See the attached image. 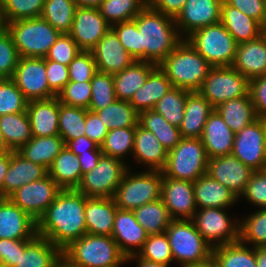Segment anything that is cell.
Masks as SVG:
<instances>
[{
  "label": "cell",
  "instance_id": "obj_1",
  "mask_svg": "<svg viewBox=\"0 0 266 267\" xmlns=\"http://www.w3.org/2000/svg\"><path fill=\"white\" fill-rule=\"evenodd\" d=\"M86 196L77 189H62L37 221V235L62 251L87 233Z\"/></svg>",
  "mask_w": 266,
  "mask_h": 267
},
{
  "label": "cell",
  "instance_id": "obj_2",
  "mask_svg": "<svg viewBox=\"0 0 266 267\" xmlns=\"http://www.w3.org/2000/svg\"><path fill=\"white\" fill-rule=\"evenodd\" d=\"M134 20L140 32V61L158 65L184 40L173 17L148 5Z\"/></svg>",
  "mask_w": 266,
  "mask_h": 267
},
{
  "label": "cell",
  "instance_id": "obj_3",
  "mask_svg": "<svg viewBox=\"0 0 266 267\" xmlns=\"http://www.w3.org/2000/svg\"><path fill=\"white\" fill-rule=\"evenodd\" d=\"M158 67L173 87L199 91L212 66L184 39Z\"/></svg>",
  "mask_w": 266,
  "mask_h": 267
},
{
  "label": "cell",
  "instance_id": "obj_4",
  "mask_svg": "<svg viewBox=\"0 0 266 267\" xmlns=\"http://www.w3.org/2000/svg\"><path fill=\"white\" fill-rule=\"evenodd\" d=\"M165 233L173 260L179 267H196L213 256V247L203 238L191 219H173Z\"/></svg>",
  "mask_w": 266,
  "mask_h": 267
},
{
  "label": "cell",
  "instance_id": "obj_5",
  "mask_svg": "<svg viewBox=\"0 0 266 267\" xmlns=\"http://www.w3.org/2000/svg\"><path fill=\"white\" fill-rule=\"evenodd\" d=\"M4 27L10 33L19 57L45 58L61 34L41 16L15 20Z\"/></svg>",
  "mask_w": 266,
  "mask_h": 267
},
{
  "label": "cell",
  "instance_id": "obj_6",
  "mask_svg": "<svg viewBox=\"0 0 266 267\" xmlns=\"http://www.w3.org/2000/svg\"><path fill=\"white\" fill-rule=\"evenodd\" d=\"M63 252L82 267H122L126 256L111 236H84L73 241Z\"/></svg>",
  "mask_w": 266,
  "mask_h": 267
},
{
  "label": "cell",
  "instance_id": "obj_7",
  "mask_svg": "<svg viewBox=\"0 0 266 267\" xmlns=\"http://www.w3.org/2000/svg\"><path fill=\"white\" fill-rule=\"evenodd\" d=\"M209 158L200 138H182L167 154L162 177L195 182L206 174Z\"/></svg>",
  "mask_w": 266,
  "mask_h": 267
},
{
  "label": "cell",
  "instance_id": "obj_8",
  "mask_svg": "<svg viewBox=\"0 0 266 267\" xmlns=\"http://www.w3.org/2000/svg\"><path fill=\"white\" fill-rule=\"evenodd\" d=\"M130 171L129 167L113 196L118 208L133 211L160 199L162 171L143 170L133 174Z\"/></svg>",
  "mask_w": 266,
  "mask_h": 267
},
{
  "label": "cell",
  "instance_id": "obj_9",
  "mask_svg": "<svg viewBox=\"0 0 266 267\" xmlns=\"http://www.w3.org/2000/svg\"><path fill=\"white\" fill-rule=\"evenodd\" d=\"M186 40L212 67L232 66L238 43L221 22L194 31Z\"/></svg>",
  "mask_w": 266,
  "mask_h": 267
},
{
  "label": "cell",
  "instance_id": "obj_10",
  "mask_svg": "<svg viewBox=\"0 0 266 267\" xmlns=\"http://www.w3.org/2000/svg\"><path fill=\"white\" fill-rule=\"evenodd\" d=\"M250 80L232 66L212 67L198 91L216 108L238 97L250 96Z\"/></svg>",
  "mask_w": 266,
  "mask_h": 267
},
{
  "label": "cell",
  "instance_id": "obj_11",
  "mask_svg": "<svg viewBox=\"0 0 266 267\" xmlns=\"http://www.w3.org/2000/svg\"><path fill=\"white\" fill-rule=\"evenodd\" d=\"M128 168L126 162L102 155L97 166L83 175L77 190L86 197L111 198Z\"/></svg>",
  "mask_w": 266,
  "mask_h": 267
},
{
  "label": "cell",
  "instance_id": "obj_12",
  "mask_svg": "<svg viewBox=\"0 0 266 267\" xmlns=\"http://www.w3.org/2000/svg\"><path fill=\"white\" fill-rule=\"evenodd\" d=\"M225 208H202L191 219L198 232L214 248L239 241L240 220L233 218Z\"/></svg>",
  "mask_w": 266,
  "mask_h": 267
},
{
  "label": "cell",
  "instance_id": "obj_13",
  "mask_svg": "<svg viewBox=\"0 0 266 267\" xmlns=\"http://www.w3.org/2000/svg\"><path fill=\"white\" fill-rule=\"evenodd\" d=\"M232 155L254 171L266 168V126L263 119L235 133Z\"/></svg>",
  "mask_w": 266,
  "mask_h": 267
},
{
  "label": "cell",
  "instance_id": "obj_14",
  "mask_svg": "<svg viewBox=\"0 0 266 267\" xmlns=\"http://www.w3.org/2000/svg\"><path fill=\"white\" fill-rule=\"evenodd\" d=\"M11 79L28 101L57 96L48 85L45 58L20 57Z\"/></svg>",
  "mask_w": 266,
  "mask_h": 267
},
{
  "label": "cell",
  "instance_id": "obj_15",
  "mask_svg": "<svg viewBox=\"0 0 266 267\" xmlns=\"http://www.w3.org/2000/svg\"><path fill=\"white\" fill-rule=\"evenodd\" d=\"M62 189L47 174L42 179L25 184L8 198L34 220L45 213Z\"/></svg>",
  "mask_w": 266,
  "mask_h": 267
},
{
  "label": "cell",
  "instance_id": "obj_16",
  "mask_svg": "<svg viewBox=\"0 0 266 267\" xmlns=\"http://www.w3.org/2000/svg\"><path fill=\"white\" fill-rule=\"evenodd\" d=\"M111 29L98 8L77 6L69 34L83 51H91Z\"/></svg>",
  "mask_w": 266,
  "mask_h": 267
},
{
  "label": "cell",
  "instance_id": "obj_17",
  "mask_svg": "<svg viewBox=\"0 0 266 267\" xmlns=\"http://www.w3.org/2000/svg\"><path fill=\"white\" fill-rule=\"evenodd\" d=\"M223 0H187L175 18V24L183 39L194 31L221 20Z\"/></svg>",
  "mask_w": 266,
  "mask_h": 267
},
{
  "label": "cell",
  "instance_id": "obj_18",
  "mask_svg": "<svg viewBox=\"0 0 266 267\" xmlns=\"http://www.w3.org/2000/svg\"><path fill=\"white\" fill-rule=\"evenodd\" d=\"M254 172L252 168L244 165L237 157L230 154L209 158L206 174L241 198L240 195Z\"/></svg>",
  "mask_w": 266,
  "mask_h": 267
},
{
  "label": "cell",
  "instance_id": "obj_19",
  "mask_svg": "<svg viewBox=\"0 0 266 267\" xmlns=\"http://www.w3.org/2000/svg\"><path fill=\"white\" fill-rule=\"evenodd\" d=\"M160 199L172 219H192L198 210L191 181L162 177Z\"/></svg>",
  "mask_w": 266,
  "mask_h": 267
},
{
  "label": "cell",
  "instance_id": "obj_20",
  "mask_svg": "<svg viewBox=\"0 0 266 267\" xmlns=\"http://www.w3.org/2000/svg\"><path fill=\"white\" fill-rule=\"evenodd\" d=\"M37 221L8 197L0 198V239H34Z\"/></svg>",
  "mask_w": 266,
  "mask_h": 267
},
{
  "label": "cell",
  "instance_id": "obj_21",
  "mask_svg": "<svg viewBox=\"0 0 266 267\" xmlns=\"http://www.w3.org/2000/svg\"><path fill=\"white\" fill-rule=\"evenodd\" d=\"M98 72L116 74L136 61L122 46L116 33L109 29L91 50Z\"/></svg>",
  "mask_w": 266,
  "mask_h": 267
},
{
  "label": "cell",
  "instance_id": "obj_22",
  "mask_svg": "<svg viewBox=\"0 0 266 267\" xmlns=\"http://www.w3.org/2000/svg\"><path fill=\"white\" fill-rule=\"evenodd\" d=\"M148 236L146 230L137 222L132 210L117 209L111 237L126 258L137 254Z\"/></svg>",
  "mask_w": 266,
  "mask_h": 267
},
{
  "label": "cell",
  "instance_id": "obj_23",
  "mask_svg": "<svg viewBox=\"0 0 266 267\" xmlns=\"http://www.w3.org/2000/svg\"><path fill=\"white\" fill-rule=\"evenodd\" d=\"M232 67L249 80L266 75V33L237 45Z\"/></svg>",
  "mask_w": 266,
  "mask_h": 267
},
{
  "label": "cell",
  "instance_id": "obj_24",
  "mask_svg": "<svg viewBox=\"0 0 266 267\" xmlns=\"http://www.w3.org/2000/svg\"><path fill=\"white\" fill-rule=\"evenodd\" d=\"M62 250L47 238L19 240V257L14 267H53Z\"/></svg>",
  "mask_w": 266,
  "mask_h": 267
},
{
  "label": "cell",
  "instance_id": "obj_25",
  "mask_svg": "<svg viewBox=\"0 0 266 267\" xmlns=\"http://www.w3.org/2000/svg\"><path fill=\"white\" fill-rule=\"evenodd\" d=\"M235 133L224 122L221 115L214 109L208 117L201 141L208 158L232 154Z\"/></svg>",
  "mask_w": 266,
  "mask_h": 267
},
{
  "label": "cell",
  "instance_id": "obj_26",
  "mask_svg": "<svg viewBox=\"0 0 266 267\" xmlns=\"http://www.w3.org/2000/svg\"><path fill=\"white\" fill-rule=\"evenodd\" d=\"M168 151L156 136L139 124L136 126L132 159L145 165L147 170L162 171L165 168Z\"/></svg>",
  "mask_w": 266,
  "mask_h": 267
},
{
  "label": "cell",
  "instance_id": "obj_27",
  "mask_svg": "<svg viewBox=\"0 0 266 267\" xmlns=\"http://www.w3.org/2000/svg\"><path fill=\"white\" fill-rule=\"evenodd\" d=\"M26 112L29 116L32 136L59 135V100L57 97L28 101Z\"/></svg>",
  "mask_w": 266,
  "mask_h": 267
},
{
  "label": "cell",
  "instance_id": "obj_28",
  "mask_svg": "<svg viewBox=\"0 0 266 267\" xmlns=\"http://www.w3.org/2000/svg\"><path fill=\"white\" fill-rule=\"evenodd\" d=\"M48 171L24 158L18 151L10 152V165L3 182V198L9 197L25 184L42 179Z\"/></svg>",
  "mask_w": 266,
  "mask_h": 267
},
{
  "label": "cell",
  "instance_id": "obj_29",
  "mask_svg": "<svg viewBox=\"0 0 266 267\" xmlns=\"http://www.w3.org/2000/svg\"><path fill=\"white\" fill-rule=\"evenodd\" d=\"M117 209L113 197H86L85 222L87 233L111 236Z\"/></svg>",
  "mask_w": 266,
  "mask_h": 267
},
{
  "label": "cell",
  "instance_id": "obj_30",
  "mask_svg": "<svg viewBox=\"0 0 266 267\" xmlns=\"http://www.w3.org/2000/svg\"><path fill=\"white\" fill-rule=\"evenodd\" d=\"M195 203L197 209L230 208L239 198L208 174L200 176L193 182Z\"/></svg>",
  "mask_w": 266,
  "mask_h": 267
},
{
  "label": "cell",
  "instance_id": "obj_31",
  "mask_svg": "<svg viewBox=\"0 0 266 267\" xmlns=\"http://www.w3.org/2000/svg\"><path fill=\"white\" fill-rule=\"evenodd\" d=\"M214 107L198 91L188 92L182 124V138H201L205 123Z\"/></svg>",
  "mask_w": 266,
  "mask_h": 267
},
{
  "label": "cell",
  "instance_id": "obj_32",
  "mask_svg": "<svg viewBox=\"0 0 266 267\" xmlns=\"http://www.w3.org/2000/svg\"><path fill=\"white\" fill-rule=\"evenodd\" d=\"M220 22L239 44L257 39L264 33L263 26L223 0Z\"/></svg>",
  "mask_w": 266,
  "mask_h": 267
},
{
  "label": "cell",
  "instance_id": "obj_33",
  "mask_svg": "<svg viewBox=\"0 0 266 267\" xmlns=\"http://www.w3.org/2000/svg\"><path fill=\"white\" fill-rule=\"evenodd\" d=\"M157 66L151 62L134 61L121 72L113 74L116 99L130 101Z\"/></svg>",
  "mask_w": 266,
  "mask_h": 267
},
{
  "label": "cell",
  "instance_id": "obj_34",
  "mask_svg": "<svg viewBox=\"0 0 266 267\" xmlns=\"http://www.w3.org/2000/svg\"><path fill=\"white\" fill-rule=\"evenodd\" d=\"M173 88L165 73L157 66L148 76L146 82L133 95L129 103L140 113L153 110L155 104Z\"/></svg>",
  "mask_w": 266,
  "mask_h": 267
},
{
  "label": "cell",
  "instance_id": "obj_35",
  "mask_svg": "<svg viewBox=\"0 0 266 267\" xmlns=\"http://www.w3.org/2000/svg\"><path fill=\"white\" fill-rule=\"evenodd\" d=\"M48 175L61 189H77L83 177L79 157L64 146L48 169Z\"/></svg>",
  "mask_w": 266,
  "mask_h": 267
},
{
  "label": "cell",
  "instance_id": "obj_36",
  "mask_svg": "<svg viewBox=\"0 0 266 267\" xmlns=\"http://www.w3.org/2000/svg\"><path fill=\"white\" fill-rule=\"evenodd\" d=\"M65 144L59 135L34 137L18 152L27 160L43 166L47 171Z\"/></svg>",
  "mask_w": 266,
  "mask_h": 267
},
{
  "label": "cell",
  "instance_id": "obj_37",
  "mask_svg": "<svg viewBox=\"0 0 266 267\" xmlns=\"http://www.w3.org/2000/svg\"><path fill=\"white\" fill-rule=\"evenodd\" d=\"M215 110L234 133L258 119L250 96L230 99L220 104Z\"/></svg>",
  "mask_w": 266,
  "mask_h": 267
},
{
  "label": "cell",
  "instance_id": "obj_38",
  "mask_svg": "<svg viewBox=\"0 0 266 267\" xmlns=\"http://www.w3.org/2000/svg\"><path fill=\"white\" fill-rule=\"evenodd\" d=\"M0 129L7 146L12 151H18L32 138L29 116L26 111L1 115Z\"/></svg>",
  "mask_w": 266,
  "mask_h": 267
},
{
  "label": "cell",
  "instance_id": "obj_39",
  "mask_svg": "<svg viewBox=\"0 0 266 267\" xmlns=\"http://www.w3.org/2000/svg\"><path fill=\"white\" fill-rule=\"evenodd\" d=\"M138 124L151 131L167 151L173 149L182 139L179 128L169 124L161 114L154 110L140 112Z\"/></svg>",
  "mask_w": 266,
  "mask_h": 267
},
{
  "label": "cell",
  "instance_id": "obj_40",
  "mask_svg": "<svg viewBox=\"0 0 266 267\" xmlns=\"http://www.w3.org/2000/svg\"><path fill=\"white\" fill-rule=\"evenodd\" d=\"M137 222L148 235L164 233L173 220L161 199L148 202L133 210Z\"/></svg>",
  "mask_w": 266,
  "mask_h": 267
},
{
  "label": "cell",
  "instance_id": "obj_41",
  "mask_svg": "<svg viewBox=\"0 0 266 267\" xmlns=\"http://www.w3.org/2000/svg\"><path fill=\"white\" fill-rule=\"evenodd\" d=\"M213 257L221 267H257L256 248L240 240L213 248Z\"/></svg>",
  "mask_w": 266,
  "mask_h": 267
},
{
  "label": "cell",
  "instance_id": "obj_42",
  "mask_svg": "<svg viewBox=\"0 0 266 267\" xmlns=\"http://www.w3.org/2000/svg\"><path fill=\"white\" fill-rule=\"evenodd\" d=\"M108 130L138 125L139 113L129 101L116 99L104 109L95 111Z\"/></svg>",
  "mask_w": 266,
  "mask_h": 267
},
{
  "label": "cell",
  "instance_id": "obj_43",
  "mask_svg": "<svg viewBox=\"0 0 266 267\" xmlns=\"http://www.w3.org/2000/svg\"><path fill=\"white\" fill-rule=\"evenodd\" d=\"M88 109L69 106L59 102V136L64 144L85 135V121Z\"/></svg>",
  "mask_w": 266,
  "mask_h": 267
},
{
  "label": "cell",
  "instance_id": "obj_44",
  "mask_svg": "<svg viewBox=\"0 0 266 267\" xmlns=\"http://www.w3.org/2000/svg\"><path fill=\"white\" fill-rule=\"evenodd\" d=\"M76 8L75 0H45L41 17L60 33H69Z\"/></svg>",
  "mask_w": 266,
  "mask_h": 267
},
{
  "label": "cell",
  "instance_id": "obj_45",
  "mask_svg": "<svg viewBox=\"0 0 266 267\" xmlns=\"http://www.w3.org/2000/svg\"><path fill=\"white\" fill-rule=\"evenodd\" d=\"M188 92L177 87L171 88L155 104L153 110L161 114L169 124L179 128L182 124Z\"/></svg>",
  "mask_w": 266,
  "mask_h": 267
},
{
  "label": "cell",
  "instance_id": "obj_46",
  "mask_svg": "<svg viewBox=\"0 0 266 267\" xmlns=\"http://www.w3.org/2000/svg\"><path fill=\"white\" fill-rule=\"evenodd\" d=\"M136 127L108 130L103 144L100 146L103 155L122 160L133 153Z\"/></svg>",
  "mask_w": 266,
  "mask_h": 267
},
{
  "label": "cell",
  "instance_id": "obj_47",
  "mask_svg": "<svg viewBox=\"0 0 266 267\" xmlns=\"http://www.w3.org/2000/svg\"><path fill=\"white\" fill-rule=\"evenodd\" d=\"M147 5L141 0H103L98 7L110 26L134 19Z\"/></svg>",
  "mask_w": 266,
  "mask_h": 267
},
{
  "label": "cell",
  "instance_id": "obj_48",
  "mask_svg": "<svg viewBox=\"0 0 266 267\" xmlns=\"http://www.w3.org/2000/svg\"><path fill=\"white\" fill-rule=\"evenodd\" d=\"M239 240L250 247H266V208L258 209L240 221Z\"/></svg>",
  "mask_w": 266,
  "mask_h": 267
},
{
  "label": "cell",
  "instance_id": "obj_49",
  "mask_svg": "<svg viewBox=\"0 0 266 267\" xmlns=\"http://www.w3.org/2000/svg\"><path fill=\"white\" fill-rule=\"evenodd\" d=\"M44 4L45 0H2V22L40 17Z\"/></svg>",
  "mask_w": 266,
  "mask_h": 267
},
{
  "label": "cell",
  "instance_id": "obj_50",
  "mask_svg": "<svg viewBox=\"0 0 266 267\" xmlns=\"http://www.w3.org/2000/svg\"><path fill=\"white\" fill-rule=\"evenodd\" d=\"M91 91L88 110L95 112L112 104L116 100L113 75L97 71L91 80Z\"/></svg>",
  "mask_w": 266,
  "mask_h": 267
},
{
  "label": "cell",
  "instance_id": "obj_51",
  "mask_svg": "<svg viewBox=\"0 0 266 267\" xmlns=\"http://www.w3.org/2000/svg\"><path fill=\"white\" fill-rule=\"evenodd\" d=\"M140 257L169 266L174 262L171 246L167 234L149 235L141 250L137 253Z\"/></svg>",
  "mask_w": 266,
  "mask_h": 267
},
{
  "label": "cell",
  "instance_id": "obj_52",
  "mask_svg": "<svg viewBox=\"0 0 266 267\" xmlns=\"http://www.w3.org/2000/svg\"><path fill=\"white\" fill-rule=\"evenodd\" d=\"M28 100L11 78L0 79V116L25 112Z\"/></svg>",
  "mask_w": 266,
  "mask_h": 267
},
{
  "label": "cell",
  "instance_id": "obj_53",
  "mask_svg": "<svg viewBox=\"0 0 266 267\" xmlns=\"http://www.w3.org/2000/svg\"><path fill=\"white\" fill-rule=\"evenodd\" d=\"M91 95V81H69L56 97L62 104L88 109Z\"/></svg>",
  "mask_w": 266,
  "mask_h": 267
},
{
  "label": "cell",
  "instance_id": "obj_54",
  "mask_svg": "<svg viewBox=\"0 0 266 267\" xmlns=\"http://www.w3.org/2000/svg\"><path fill=\"white\" fill-rule=\"evenodd\" d=\"M19 54L7 29L0 30V79L12 78Z\"/></svg>",
  "mask_w": 266,
  "mask_h": 267
},
{
  "label": "cell",
  "instance_id": "obj_55",
  "mask_svg": "<svg viewBox=\"0 0 266 267\" xmlns=\"http://www.w3.org/2000/svg\"><path fill=\"white\" fill-rule=\"evenodd\" d=\"M124 49L136 60L140 61V32L134 19L111 26Z\"/></svg>",
  "mask_w": 266,
  "mask_h": 267
},
{
  "label": "cell",
  "instance_id": "obj_56",
  "mask_svg": "<svg viewBox=\"0 0 266 267\" xmlns=\"http://www.w3.org/2000/svg\"><path fill=\"white\" fill-rule=\"evenodd\" d=\"M82 51L69 33L60 34L56 42L50 48L45 60H52L68 66Z\"/></svg>",
  "mask_w": 266,
  "mask_h": 267
},
{
  "label": "cell",
  "instance_id": "obj_57",
  "mask_svg": "<svg viewBox=\"0 0 266 267\" xmlns=\"http://www.w3.org/2000/svg\"><path fill=\"white\" fill-rule=\"evenodd\" d=\"M69 81L87 82L91 81L97 72L96 63L91 51H80V53L68 65Z\"/></svg>",
  "mask_w": 266,
  "mask_h": 267
},
{
  "label": "cell",
  "instance_id": "obj_58",
  "mask_svg": "<svg viewBox=\"0 0 266 267\" xmlns=\"http://www.w3.org/2000/svg\"><path fill=\"white\" fill-rule=\"evenodd\" d=\"M240 196L255 208H266V172L255 171Z\"/></svg>",
  "mask_w": 266,
  "mask_h": 267
},
{
  "label": "cell",
  "instance_id": "obj_59",
  "mask_svg": "<svg viewBox=\"0 0 266 267\" xmlns=\"http://www.w3.org/2000/svg\"><path fill=\"white\" fill-rule=\"evenodd\" d=\"M46 74L49 88L57 95L69 82L68 66L46 60Z\"/></svg>",
  "mask_w": 266,
  "mask_h": 267
},
{
  "label": "cell",
  "instance_id": "obj_60",
  "mask_svg": "<svg viewBox=\"0 0 266 267\" xmlns=\"http://www.w3.org/2000/svg\"><path fill=\"white\" fill-rule=\"evenodd\" d=\"M249 94L255 108L257 118L266 117V75L250 80Z\"/></svg>",
  "mask_w": 266,
  "mask_h": 267
},
{
  "label": "cell",
  "instance_id": "obj_61",
  "mask_svg": "<svg viewBox=\"0 0 266 267\" xmlns=\"http://www.w3.org/2000/svg\"><path fill=\"white\" fill-rule=\"evenodd\" d=\"M245 15L257 20L264 28L266 20V0H225Z\"/></svg>",
  "mask_w": 266,
  "mask_h": 267
},
{
  "label": "cell",
  "instance_id": "obj_62",
  "mask_svg": "<svg viewBox=\"0 0 266 267\" xmlns=\"http://www.w3.org/2000/svg\"><path fill=\"white\" fill-rule=\"evenodd\" d=\"M108 129L96 112L88 110L85 121V136L101 146Z\"/></svg>",
  "mask_w": 266,
  "mask_h": 267
},
{
  "label": "cell",
  "instance_id": "obj_63",
  "mask_svg": "<svg viewBox=\"0 0 266 267\" xmlns=\"http://www.w3.org/2000/svg\"><path fill=\"white\" fill-rule=\"evenodd\" d=\"M19 257V240L0 239V262L14 267Z\"/></svg>",
  "mask_w": 266,
  "mask_h": 267
},
{
  "label": "cell",
  "instance_id": "obj_64",
  "mask_svg": "<svg viewBox=\"0 0 266 267\" xmlns=\"http://www.w3.org/2000/svg\"><path fill=\"white\" fill-rule=\"evenodd\" d=\"M186 1L187 0H153L148 6L175 19L182 11Z\"/></svg>",
  "mask_w": 266,
  "mask_h": 267
},
{
  "label": "cell",
  "instance_id": "obj_65",
  "mask_svg": "<svg viewBox=\"0 0 266 267\" xmlns=\"http://www.w3.org/2000/svg\"><path fill=\"white\" fill-rule=\"evenodd\" d=\"M65 146L77 156L80 153H88V150H101L97 143L87 138L85 135L68 141Z\"/></svg>",
  "mask_w": 266,
  "mask_h": 267
},
{
  "label": "cell",
  "instance_id": "obj_66",
  "mask_svg": "<svg viewBox=\"0 0 266 267\" xmlns=\"http://www.w3.org/2000/svg\"><path fill=\"white\" fill-rule=\"evenodd\" d=\"M103 155L101 150H88V153H80L78 155L82 174L90 172L98 164L99 159Z\"/></svg>",
  "mask_w": 266,
  "mask_h": 267
},
{
  "label": "cell",
  "instance_id": "obj_67",
  "mask_svg": "<svg viewBox=\"0 0 266 267\" xmlns=\"http://www.w3.org/2000/svg\"><path fill=\"white\" fill-rule=\"evenodd\" d=\"M10 165V152L0 154V198H3V182Z\"/></svg>",
  "mask_w": 266,
  "mask_h": 267
},
{
  "label": "cell",
  "instance_id": "obj_68",
  "mask_svg": "<svg viewBox=\"0 0 266 267\" xmlns=\"http://www.w3.org/2000/svg\"><path fill=\"white\" fill-rule=\"evenodd\" d=\"M130 261L136 262L137 265H138L137 267H170V266H166V265L161 264V263H157V262H154V261H150V260L144 259V258L140 257L138 254L130 255L127 258V263L128 262L130 263Z\"/></svg>",
  "mask_w": 266,
  "mask_h": 267
},
{
  "label": "cell",
  "instance_id": "obj_69",
  "mask_svg": "<svg viewBox=\"0 0 266 267\" xmlns=\"http://www.w3.org/2000/svg\"><path fill=\"white\" fill-rule=\"evenodd\" d=\"M53 267H82L69 258L63 251L56 259Z\"/></svg>",
  "mask_w": 266,
  "mask_h": 267
},
{
  "label": "cell",
  "instance_id": "obj_70",
  "mask_svg": "<svg viewBox=\"0 0 266 267\" xmlns=\"http://www.w3.org/2000/svg\"><path fill=\"white\" fill-rule=\"evenodd\" d=\"M257 267H266V247L256 248Z\"/></svg>",
  "mask_w": 266,
  "mask_h": 267
},
{
  "label": "cell",
  "instance_id": "obj_71",
  "mask_svg": "<svg viewBox=\"0 0 266 267\" xmlns=\"http://www.w3.org/2000/svg\"><path fill=\"white\" fill-rule=\"evenodd\" d=\"M77 6L98 8L103 0H75Z\"/></svg>",
  "mask_w": 266,
  "mask_h": 267
},
{
  "label": "cell",
  "instance_id": "obj_72",
  "mask_svg": "<svg viewBox=\"0 0 266 267\" xmlns=\"http://www.w3.org/2000/svg\"><path fill=\"white\" fill-rule=\"evenodd\" d=\"M196 267H221L218 261L212 256L209 260L202 262Z\"/></svg>",
  "mask_w": 266,
  "mask_h": 267
},
{
  "label": "cell",
  "instance_id": "obj_73",
  "mask_svg": "<svg viewBox=\"0 0 266 267\" xmlns=\"http://www.w3.org/2000/svg\"><path fill=\"white\" fill-rule=\"evenodd\" d=\"M5 152H12V150L7 146L2 131L0 129V154Z\"/></svg>",
  "mask_w": 266,
  "mask_h": 267
},
{
  "label": "cell",
  "instance_id": "obj_74",
  "mask_svg": "<svg viewBox=\"0 0 266 267\" xmlns=\"http://www.w3.org/2000/svg\"><path fill=\"white\" fill-rule=\"evenodd\" d=\"M144 4L149 5L153 0H141Z\"/></svg>",
  "mask_w": 266,
  "mask_h": 267
},
{
  "label": "cell",
  "instance_id": "obj_75",
  "mask_svg": "<svg viewBox=\"0 0 266 267\" xmlns=\"http://www.w3.org/2000/svg\"><path fill=\"white\" fill-rule=\"evenodd\" d=\"M4 28V24L2 22V18H1V15H0V30H2Z\"/></svg>",
  "mask_w": 266,
  "mask_h": 267
},
{
  "label": "cell",
  "instance_id": "obj_76",
  "mask_svg": "<svg viewBox=\"0 0 266 267\" xmlns=\"http://www.w3.org/2000/svg\"><path fill=\"white\" fill-rule=\"evenodd\" d=\"M1 9H2V0H0V15H1Z\"/></svg>",
  "mask_w": 266,
  "mask_h": 267
},
{
  "label": "cell",
  "instance_id": "obj_77",
  "mask_svg": "<svg viewBox=\"0 0 266 267\" xmlns=\"http://www.w3.org/2000/svg\"><path fill=\"white\" fill-rule=\"evenodd\" d=\"M0 267H7L4 263L0 262Z\"/></svg>",
  "mask_w": 266,
  "mask_h": 267
},
{
  "label": "cell",
  "instance_id": "obj_78",
  "mask_svg": "<svg viewBox=\"0 0 266 267\" xmlns=\"http://www.w3.org/2000/svg\"><path fill=\"white\" fill-rule=\"evenodd\" d=\"M264 32L266 33V20H265V25H264Z\"/></svg>",
  "mask_w": 266,
  "mask_h": 267
},
{
  "label": "cell",
  "instance_id": "obj_79",
  "mask_svg": "<svg viewBox=\"0 0 266 267\" xmlns=\"http://www.w3.org/2000/svg\"><path fill=\"white\" fill-rule=\"evenodd\" d=\"M263 121H264V123H265V126H266V117H265V118H263Z\"/></svg>",
  "mask_w": 266,
  "mask_h": 267
}]
</instances>
